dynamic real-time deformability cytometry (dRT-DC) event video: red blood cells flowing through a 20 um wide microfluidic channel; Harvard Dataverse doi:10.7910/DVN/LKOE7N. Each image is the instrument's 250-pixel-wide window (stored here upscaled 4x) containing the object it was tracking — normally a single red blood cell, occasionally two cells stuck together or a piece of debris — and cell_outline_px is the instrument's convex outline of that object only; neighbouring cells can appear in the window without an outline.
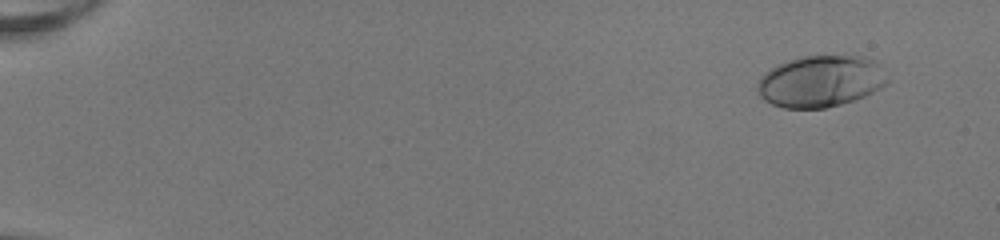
{"species": "human", "species_latin": "Homo sapiens", "temperature_condition": "room temperature", "stored_images_in_passage": 53, "camera_frame_rate_fps": 3000, "um_per_image_px": 0.085, "donor": {"sex": "female"}, "frame": {"image": 1, "passage_image": 5, "time_ms": 1.333, "image_size_px": [1000, 240], "cell_outline_px": [[888, 80], [880, 88], [864, 96], [840, 104], [824, 108], [784, 108], [772, 104], [764, 100], [760, 96], [756, 88], [760, 76], [764, 72], [776, 64], [800, 56], [864, 56], [872, 60], [876, 64]], "centroid_in_image_um": [69.67, 6.91], "position_along_channel_um": 15.3, "area_um2": 38.78}}
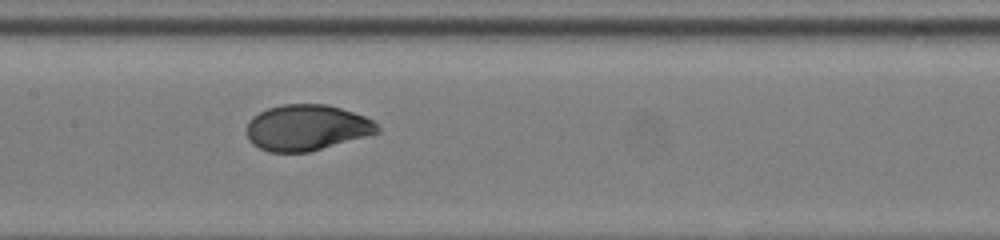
{"frame": {"image": 2, "passage_image": 29, "time_ms": 9.333, "image_size_px": [1000, 240], "cell_outline_px": [[380, 132], [368, 136], [308, 152], [268, 152], [252, 144], [248, 140], [248, 120], [252, 116], [268, 108], [284, 104], [328, 104], [364, 116], [372, 120], [380, 128]], "centroid_in_image_um": [26.07, 10.85], "position_along_channel_um": 181.3, "area_um2": 34.91}}
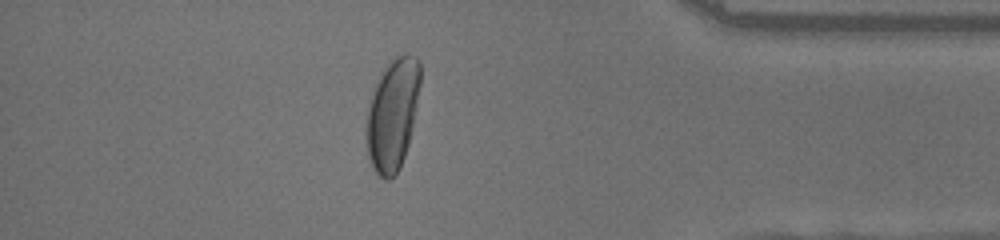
{"frame": {"image": 3, "passage_image": 47, "time_ms": 15.333, "image_size_px": [1000, 240], "cell_outline_px": [[420, 84], [408, 144], [400, 168], [388, 180], [384, 180], [372, 168], [368, 160], [364, 128], [368, 108], [372, 92], [380, 72], [384, 64], [396, 56], [404, 52], [408, 52], [416, 56], [420, 64]], "centroid_in_image_um": [33.32, 9.68], "position_along_channel_um": 401.9, "area_um2": 35.49}, "authors_computed_cell_mechanics": {"area_um2": 35.9516, "velocity_mm_per_s": 4.071, "shape_relaxation_time_tau1_ms": 4.1862, "shape_relaxation_time_tau2_ms": null, "deformation_change_tau1": 0.2057, "deformation_change_tau2": null}}